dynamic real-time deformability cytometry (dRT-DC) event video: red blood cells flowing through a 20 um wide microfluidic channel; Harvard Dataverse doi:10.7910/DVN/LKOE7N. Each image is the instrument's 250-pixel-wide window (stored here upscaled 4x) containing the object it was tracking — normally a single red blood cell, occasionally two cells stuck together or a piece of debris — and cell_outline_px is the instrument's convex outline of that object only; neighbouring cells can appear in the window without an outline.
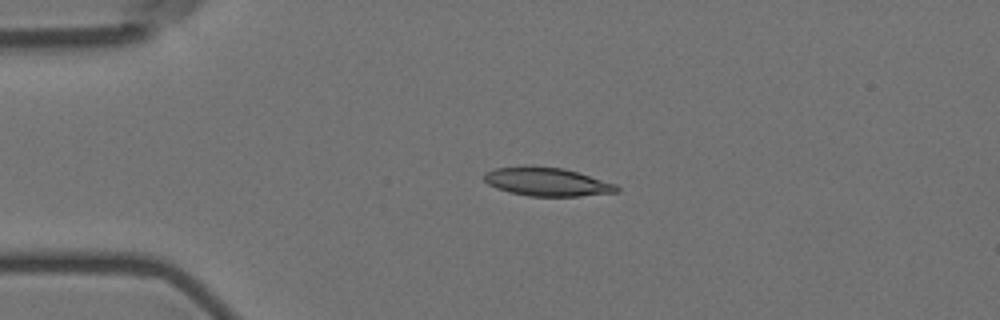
{"species": "Egyptian fruit bat (a non-hibernating species)", "species_latin": "Rousettus aegyptiacus", "temperature_condition": "room temperature", "stored_images_in_passage": 4, "camera_frame_rate_fps": 3000, "um_per_image_px": 0.085, "animal": {"sex": "female"}, "frame": {"image": 1, "passage_image": 3, "time_ms": 3.333, "image_size_px": [1000, 320], "cell_outline_px": [[620, 192], [580, 196], [528, 196], [508, 192], [496, 188], [488, 184], [484, 180], [484, 172], [496, 168], [564, 168], [616, 184], [620, 188]], "centroid_in_image_um": [46.54, 15.49], "position_along_channel_um": 38.5, "area_um2": 21.44}}